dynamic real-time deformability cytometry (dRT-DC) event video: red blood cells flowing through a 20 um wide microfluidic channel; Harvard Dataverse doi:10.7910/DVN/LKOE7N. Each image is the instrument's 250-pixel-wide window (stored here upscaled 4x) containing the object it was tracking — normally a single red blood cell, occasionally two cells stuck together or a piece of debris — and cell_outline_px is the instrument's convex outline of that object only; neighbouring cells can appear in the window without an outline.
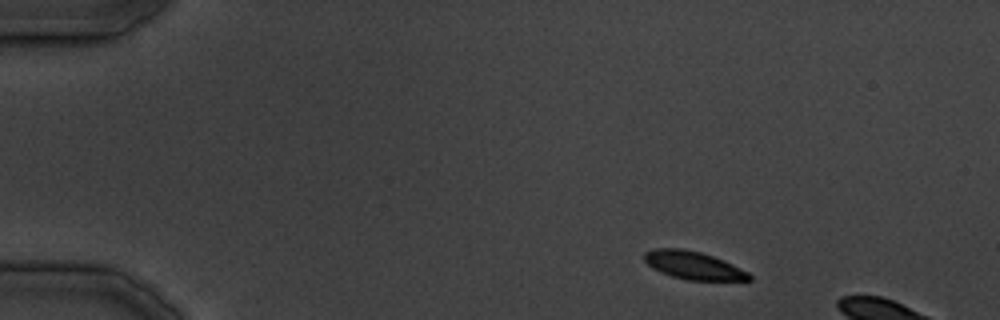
{"species": "common noctule bat (a hibernating species)", "species_latin": "Nyctalus noctula", "temperature_condition": "cold", "stored_images_in_passage": 5, "camera_frame_rate_fps": 3000, "um_per_image_px": 0.085, "animal": {"sex": "male", "body_mass_g": 19.5, "forearm_length_mm": 54.6}, "frame": {"image": 1, "passage_image": 1, "time_ms": 0.0, "image_size_px": [1000, 320], "cell_outline_px": [[752, 280], [688, 280], [672, 276], [652, 268], [644, 260], [644, 252], [652, 248], [680, 248], [700, 252], [724, 260], [748, 272], [752, 276]], "centroid_in_image_um": [58.92, 22.55], "position_along_channel_um": 26.1, "area_um2": 16.99}}